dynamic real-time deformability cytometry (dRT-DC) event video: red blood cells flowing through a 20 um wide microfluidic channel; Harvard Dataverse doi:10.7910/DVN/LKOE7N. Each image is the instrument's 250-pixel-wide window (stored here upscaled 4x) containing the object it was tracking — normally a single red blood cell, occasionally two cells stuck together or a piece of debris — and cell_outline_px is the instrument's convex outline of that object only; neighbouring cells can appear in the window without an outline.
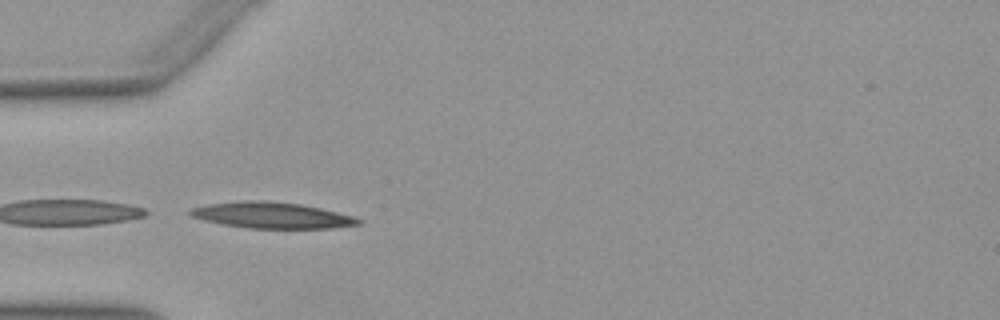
{"species": "Egyptian fruit bat (a non-hibernating species)", "species_latin": "Rousettus aegyptiacus", "temperature_condition": "warm", "stored_images_in_passage": 5, "camera_frame_rate_fps": 3000, "um_per_image_px": 0.085, "animal": {"sex": "female"}, "frame": {"image": 1, "passage_image": 1, "time_ms": 0.0, "image_size_px": [1000, 320], "cell_outline_px": [[364, 220], [360, 224], [332, 228], [248, 228], [224, 224], [204, 220], [192, 216], [188, 212], [192, 208], [208, 204], [244, 200], [264, 200], [300, 204], [320, 208], [352, 216]], "centroid_in_image_um": [23.12, 18.29], "position_along_channel_um": 61.9, "area_um2": 25.32}}